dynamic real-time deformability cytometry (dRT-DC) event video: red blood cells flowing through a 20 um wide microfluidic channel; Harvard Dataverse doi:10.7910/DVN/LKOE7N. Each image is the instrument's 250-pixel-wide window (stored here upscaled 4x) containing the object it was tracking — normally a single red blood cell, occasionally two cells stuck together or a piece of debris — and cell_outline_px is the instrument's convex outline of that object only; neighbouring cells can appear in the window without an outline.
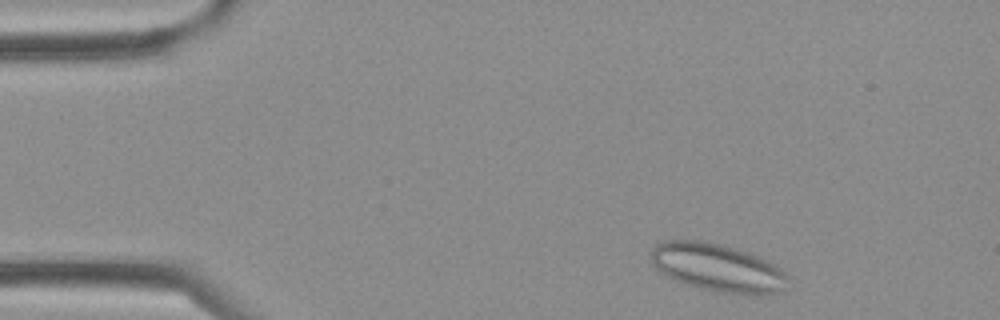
{"species": "Egyptian fruit bat (a non-hibernating species)", "species_latin": "Rousettus aegyptiacus", "temperature_condition": "cold", "stored_images_in_passage": 33, "segment_of_instrument_passage": [1, 2], "camera_frame_rate_fps": 3000, "um_per_image_px": 0.085, "frame": {"image": 1, "passage_image": 2, "time_ms": 0.333, "image_size_px": [1000, 320], "cell_outline_px": [[792, 280], [780, 292], [768, 296], [748, 296], [712, 292], [676, 280], [660, 272], [652, 264], [648, 252], [656, 244], [664, 240], [704, 240], [724, 244], [748, 252], [780, 268]], "centroid_in_image_um": [61.02, 22.77], "position_along_channel_um": 24.0, "area_um2": 39.25}}